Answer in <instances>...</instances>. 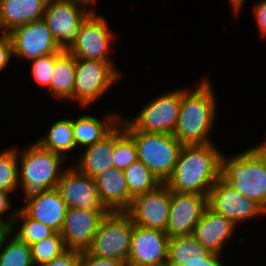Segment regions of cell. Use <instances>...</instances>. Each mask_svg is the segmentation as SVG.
I'll list each match as a JSON object with an SVG mask.
<instances>
[{"label":"cell","instance_id":"38","mask_svg":"<svg viewBox=\"0 0 266 266\" xmlns=\"http://www.w3.org/2000/svg\"><path fill=\"white\" fill-rule=\"evenodd\" d=\"M81 251L68 249L61 256L39 266H80Z\"/></svg>","mask_w":266,"mask_h":266},{"label":"cell","instance_id":"17","mask_svg":"<svg viewBox=\"0 0 266 266\" xmlns=\"http://www.w3.org/2000/svg\"><path fill=\"white\" fill-rule=\"evenodd\" d=\"M108 212L68 208L60 232L66 248L86 251L92 244L102 218Z\"/></svg>","mask_w":266,"mask_h":266},{"label":"cell","instance_id":"16","mask_svg":"<svg viewBox=\"0 0 266 266\" xmlns=\"http://www.w3.org/2000/svg\"><path fill=\"white\" fill-rule=\"evenodd\" d=\"M56 189L68 208L108 211L99 198L94 179L71 164L63 171Z\"/></svg>","mask_w":266,"mask_h":266},{"label":"cell","instance_id":"33","mask_svg":"<svg viewBox=\"0 0 266 266\" xmlns=\"http://www.w3.org/2000/svg\"><path fill=\"white\" fill-rule=\"evenodd\" d=\"M55 63V53L40 56L29 61L31 78L36 82V86L46 89L49 95V86L53 74Z\"/></svg>","mask_w":266,"mask_h":266},{"label":"cell","instance_id":"28","mask_svg":"<svg viewBox=\"0 0 266 266\" xmlns=\"http://www.w3.org/2000/svg\"><path fill=\"white\" fill-rule=\"evenodd\" d=\"M0 266H34L31 246L10 232L0 242Z\"/></svg>","mask_w":266,"mask_h":266},{"label":"cell","instance_id":"12","mask_svg":"<svg viewBox=\"0 0 266 266\" xmlns=\"http://www.w3.org/2000/svg\"><path fill=\"white\" fill-rule=\"evenodd\" d=\"M13 56L29 62L40 56L61 52L43 19L20 25L8 33Z\"/></svg>","mask_w":266,"mask_h":266},{"label":"cell","instance_id":"20","mask_svg":"<svg viewBox=\"0 0 266 266\" xmlns=\"http://www.w3.org/2000/svg\"><path fill=\"white\" fill-rule=\"evenodd\" d=\"M107 110H104L103 117L100 115L101 118L99 115L94 116L93 113L86 114V112L77 118H72L77 152L102 140L120 123L122 113Z\"/></svg>","mask_w":266,"mask_h":266},{"label":"cell","instance_id":"24","mask_svg":"<svg viewBox=\"0 0 266 266\" xmlns=\"http://www.w3.org/2000/svg\"><path fill=\"white\" fill-rule=\"evenodd\" d=\"M76 58L68 51L55 53L49 94L55 101L73 103Z\"/></svg>","mask_w":266,"mask_h":266},{"label":"cell","instance_id":"36","mask_svg":"<svg viewBox=\"0 0 266 266\" xmlns=\"http://www.w3.org/2000/svg\"><path fill=\"white\" fill-rule=\"evenodd\" d=\"M11 192L1 191L0 190V216L4 218L10 225L13 223V220L19 209V205L16 208H12L13 201L11 200ZM9 212V213H8Z\"/></svg>","mask_w":266,"mask_h":266},{"label":"cell","instance_id":"41","mask_svg":"<svg viewBox=\"0 0 266 266\" xmlns=\"http://www.w3.org/2000/svg\"><path fill=\"white\" fill-rule=\"evenodd\" d=\"M11 225L0 216V242L10 233Z\"/></svg>","mask_w":266,"mask_h":266},{"label":"cell","instance_id":"13","mask_svg":"<svg viewBox=\"0 0 266 266\" xmlns=\"http://www.w3.org/2000/svg\"><path fill=\"white\" fill-rule=\"evenodd\" d=\"M207 206V195L171 191L170 212L165 228L167 236L178 238L192 235Z\"/></svg>","mask_w":266,"mask_h":266},{"label":"cell","instance_id":"7","mask_svg":"<svg viewBox=\"0 0 266 266\" xmlns=\"http://www.w3.org/2000/svg\"><path fill=\"white\" fill-rule=\"evenodd\" d=\"M125 131L134 139L138 160L160 183H165L172 175L183 145L169 133Z\"/></svg>","mask_w":266,"mask_h":266},{"label":"cell","instance_id":"18","mask_svg":"<svg viewBox=\"0 0 266 266\" xmlns=\"http://www.w3.org/2000/svg\"><path fill=\"white\" fill-rule=\"evenodd\" d=\"M20 199L23 200V204L19 207L30 218L50 227L55 232H61L68 206L56 188L35 191Z\"/></svg>","mask_w":266,"mask_h":266},{"label":"cell","instance_id":"11","mask_svg":"<svg viewBox=\"0 0 266 266\" xmlns=\"http://www.w3.org/2000/svg\"><path fill=\"white\" fill-rule=\"evenodd\" d=\"M208 206L229 219L237 228L248 220L266 216V211L259 204L240 194L221 176L209 191Z\"/></svg>","mask_w":266,"mask_h":266},{"label":"cell","instance_id":"43","mask_svg":"<svg viewBox=\"0 0 266 266\" xmlns=\"http://www.w3.org/2000/svg\"><path fill=\"white\" fill-rule=\"evenodd\" d=\"M266 155V138L256 145Z\"/></svg>","mask_w":266,"mask_h":266},{"label":"cell","instance_id":"3","mask_svg":"<svg viewBox=\"0 0 266 266\" xmlns=\"http://www.w3.org/2000/svg\"><path fill=\"white\" fill-rule=\"evenodd\" d=\"M245 149L222 153L220 176L266 211V155L256 144Z\"/></svg>","mask_w":266,"mask_h":266},{"label":"cell","instance_id":"23","mask_svg":"<svg viewBox=\"0 0 266 266\" xmlns=\"http://www.w3.org/2000/svg\"><path fill=\"white\" fill-rule=\"evenodd\" d=\"M82 151V152H81ZM80 151L78 160L72 165L82 174L94 179L102 172L113 167L114 129L102 140Z\"/></svg>","mask_w":266,"mask_h":266},{"label":"cell","instance_id":"29","mask_svg":"<svg viewBox=\"0 0 266 266\" xmlns=\"http://www.w3.org/2000/svg\"><path fill=\"white\" fill-rule=\"evenodd\" d=\"M130 195L134 198L139 194L155 189L161 183L140 160L123 170Z\"/></svg>","mask_w":266,"mask_h":266},{"label":"cell","instance_id":"4","mask_svg":"<svg viewBox=\"0 0 266 266\" xmlns=\"http://www.w3.org/2000/svg\"><path fill=\"white\" fill-rule=\"evenodd\" d=\"M17 159L21 197L56 188L63 171L68 167L62 155L42 148L36 141L23 149L17 146Z\"/></svg>","mask_w":266,"mask_h":266},{"label":"cell","instance_id":"19","mask_svg":"<svg viewBox=\"0 0 266 266\" xmlns=\"http://www.w3.org/2000/svg\"><path fill=\"white\" fill-rule=\"evenodd\" d=\"M237 230L229 219L207 206L192 236L210 252L225 256L223 250L229 248L227 245L234 239Z\"/></svg>","mask_w":266,"mask_h":266},{"label":"cell","instance_id":"21","mask_svg":"<svg viewBox=\"0 0 266 266\" xmlns=\"http://www.w3.org/2000/svg\"><path fill=\"white\" fill-rule=\"evenodd\" d=\"M102 204L109 212L127 211L133 201L123 170L109 168L94 178Z\"/></svg>","mask_w":266,"mask_h":266},{"label":"cell","instance_id":"39","mask_svg":"<svg viewBox=\"0 0 266 266\" xmlns=\"http://www.w3.org/2000/svg\"><path fill=\"white\" fill-rule=\"evenodd\" d=\"M223 255L211 252L204 261L195 264H187L185 266H230L226 265L227 260H225ZM225 260V261H224Z\"/></svg>","mask_w":266,"mask_h":266},{"label":"cell","instance_id":"32","mask_svg":"<svg viewBox=\"0 0 266 266\" xmlns=\"http://www.w3.org/2000/svg\"><path fill=\"white\" fill-rule=\"evenodd\" d=\"M68 249L65 246L61 233L55 232L52 236L46 237L31 245L32 261L34 266L50 262L61 256Z\"/></svg>","mask_w":266,"mask_h":266},{"label":"cell","instance_id":"42","mask_svg":"<svg viewBox=\"0 0 266 266\" xmlns=\"http://www.w3.org/2000/svg\"><path fill=\"white\" fill-rule=\"evenodd\" d=\"M71 1L79 3V4H82L83 6H85L91 12H97V9L94 8V6H95L94 2L96 0H71Z\"/></svg>","mask_w":266,"mask_h":266},{"label":"cell","instance_id":"8","mask_svg":"<svg viewBox=\"0 0 266 266\" xmlns=\"http://www.w3.org/2000/svg\"><path fill=\"white\" fill-rule=\"evenodd\" d=\"M134 223L126 211L108 212L101 220L87 251L96 257L127 264Z\"/></svg>","mask_w":266,"mask_h":266},{"label":"cell","instance_id":"15","mask_svg":"<svg viewBox=\"0 0 266 266\" xmlns=\"http://www.w3.org/2000/svg\"><path fill=\"white\" fill-rule=\"evenodd\" d=\"M168 241L165 232L134 224L127 266H165Z\"/></svg>","mask_w":266,"mask_h":266},{"label":"cell","instance_id":"31","mask_svg":"<svg viewBox=\"0 0 266 266\" xmlns=\"http://www.w3.org/2000/svg\"><path fill=\"white\" fill-rule=\"evenodd\" d=\"M0 190L19 196L16 144L0 150Z\"/></svg>","mask_w":266,"mask_h":266},{"label":"cell","instance_id":"9","mask_svg":"<svg viewBox=\"0 0 266 266\" xmlns=\"http://www.w3.org/2000/svg\"><path fill=\"white\" fill-rule=\"evenodd\" d=\"M107 19L102 13L91 12L80 25L77 40L68 52L76 59L115 62L110 55L119 35L112 31Z\"/></svg>","mask_w":266,"mask_h":266},{"label":"cell","instance_id":"40","mask_svg":"<svg viewBox=\"0 0 266 266\" xmlns=\"http://www.w3.org/2000/svg\"><path fill=\"white\" fill-rule=\"evenodd\" d=\"M232 9V12L234 13L235 18L237 17V14L240 15L241 10L243 9L244 4L246 3V0H228Z\"/></svg>","mask_w":266,"mask_h":266},{"label":"cell","instance_id":"37","mask_svg":"<svg viewBox=\"0 0 266 266\" xmlns=\"http://www.w3.org/2000/svg\"><path fill=\"white\" fill-rule=\"evenodd\" d=\"M251 8L259 35L262 39L266 40V0L254 2Z\"/></svg>","mask_w":266,"mask_h":266},{"label":"cell","instance_id":"34","mask_svg":"<svg viewBox=\"0 0 266 266\" xmlns=\"http://www.w3.org/2000/svg\"><path fill=\"white\" fill-rule=\"evenodd\" d=\"M13 57V45L10 36L0 33V74L9 67V64H12Z\"/></svg>","mask_w":266,"mask_h":266},{"label":"cell","instance_id":"35","mask_svg":"<svg viewBox=\"0 0 266 266\" xmlns=\"http://www.w3.org/2000/svg\"><path fill=\"white\" fill-rule=\"evenodd\" d=\"M80 266H127V264L116 259L96 257L86 250L81 251Z\"/></svg>","mask_w":266,"mask_h":266},{"label":"cell","instance_id":"30","mask_svg":"<svg viewBox=\"0 0 266 266\" xmlns=\"http://www.w3.org/2000/svg\"><path fill=\"white\" fill-rule=\"evenodd\" d=\"M138 160L137 148L134 139L125 131L119 123L114 128V153L113 167L125 170Z\"/></svg>","mask_w":266,"mask_h":266},{"label":"cell","instance_id":"10","mask_svg":"<svg viewBox=\"0 0 266 266\" xmlns=\"http://www.w3.org/2000/svg\"><path fill=\"white\" fill-rule=\"evenodd\" d=\"M90 13L85 6L71 0H48L42 19L60 50L68 51L77 40L80 25Z\"/></svg>","mask_w":266,"mask_h":266},{"label":"cell","instance_id":"27","mask_svg":"<svg viewBox=\"0 0 266 266\" xmlns=\"http://www.w3.org/2000/svg\"><path fill=\"white\" fill-rule=\"evenodd\" d=\"M10 232L29 246L55 233L50 227L30 218L20 207L11 224Z\"/></svg>","mask_w":266,"mask_h":266},{"label":"cell","instance_id":"25","mask_svg":"<svg viewBox=\"0 0 266 266\" xmlns=\"http://www.w3.org/2000/svg\"><path fill=\"white\" fill-rule=\"evenodd\" d=\"M70 117L52 121L43 136L35 140L42 148L60 154L66 160L71 153L77 151L73 135L72 115Z\"/></svg>","mask_w":266,"mask_h":266},{"label":"cell","instance_id":"22","mask_svg":"<svg viewBox=\"0 0 266 266\" xmlns=\"http://www.w3.org/2000/svg\"><path fill=\"white\" fill-rule=\"evenodd\" d=\"M48 0H0V33L43 18Z\"/></svg>","mask_w":266,"mask_h":266},{"label":"cell","instance_id":"1","mask_svg":"<svg viewBox=\"0 0 266 266\" xmlns=\"http://www.w3.org/2000/svg\"><path fill=\"white\" fill-rule=\"evenodd\" d=\"M197 82L193 88L182 87L180 113L173 131V136L182 145L215 142L210 135L215 130L218 116L217 93L208 74Z\"/></svg>","mask_w":266,"mask_h":266},{"label":"cell","instance_id":"2","mask_svg":"<svg viewBox=\"0 0 266 266\" xmlns=\"http://www.w3.org/2000/svg\"><path fill=\"white\" fill-rule=\"evenodd\" d=\"M216 143L183 145L171 177L165 182L170 191L209 194L220 177L221 155Z\"/></svg>","mask_w":266,"mask_h":266},{"label":"cell","instance_id":"6","mask_svg":"<svg viewBox=\"0 0 266 266\" xmlns=\"http://www.w3.org/2000/svg\"><path fill=\"white\" fill-rule=\"evenodd\" d=\"M163 94L153 96L130 117L121 114L120 123L125 130H137L147 133L173 134L180 113L182 87L168 89Z\"/></svg>","mask_w":266,"mask_h":266},{"label":"cell","instance_id":"26","mask_svg":"<svg viewBox=\"0 0 266 266\" xmlns=\"http://www.w3.org/2000/svg\"><path fill=\"white\" fill-rule=\"evenodd\" d=\"M211 252L204 248L192 235L169 238L167 265L185 266L204 261Z\"/></svg>","mask_w":266,"mask_h":266},{"label":"cell","instance_id":"5","mask_svg":"<svg viewBox=\"0 0 266 266\" xmlns=\"http://www.w3.org/2000/svg\"><path fill=\"white\" fill-rule=\"evenodd\" d=\"M115 63L76 59L73 103L87 111L109 93L123 76V71Z\"/></svg>","mask_w":266,"mask_h":266},{"label":"cell","instance_id":"14","mask_svg":"<svg viewBox=\"0 0 266 266\" xmlns=\"http://www.w3.org/2000/svg\"><path fill=\"white\" fill-rule=\"evenodd\" d=\"M171 191L165 183L133 198L126 211L135 225L165 232L170 212Z\"/></svg>","mask_w":266,"mask_h":266}]
</instances>
